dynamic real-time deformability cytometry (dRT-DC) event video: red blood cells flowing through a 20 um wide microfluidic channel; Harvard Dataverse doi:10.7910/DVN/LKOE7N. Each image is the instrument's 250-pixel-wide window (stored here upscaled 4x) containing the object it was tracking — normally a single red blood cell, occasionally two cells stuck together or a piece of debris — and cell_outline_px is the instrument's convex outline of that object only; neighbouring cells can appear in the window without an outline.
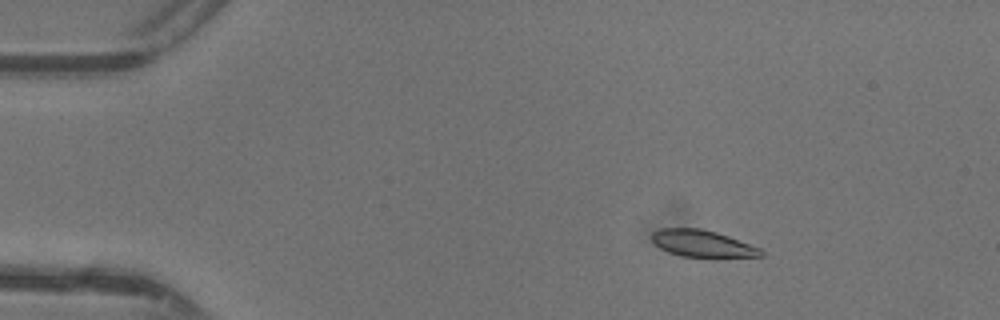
{"species": "common noctule bat (a hibernating species)", "species_latin": "Nyctalus noctula", "temperature_condition": "warm", "stored_images_in_passage": 48, "camera_frame_rate_fps": 3000, "um_per_image_px": 0.085, "animal": {"sex": "female"}, "frame": {"image": 1, "passage_image": 8, "time_ms": 2.333, "image_size_px": [1000, 320], "cell_outline_px": [[764, 256], [680, 256], [668, 252], [660, 248], [652, 240], [652, 232], [660, 228], [700, 228], [716, 232], [728, 236], [760, 248], [764, 252]], "centroid_in_image_um": [59.66, 20.68], "position_along_channel_um": 25.3, "area_um2": 16.7}}
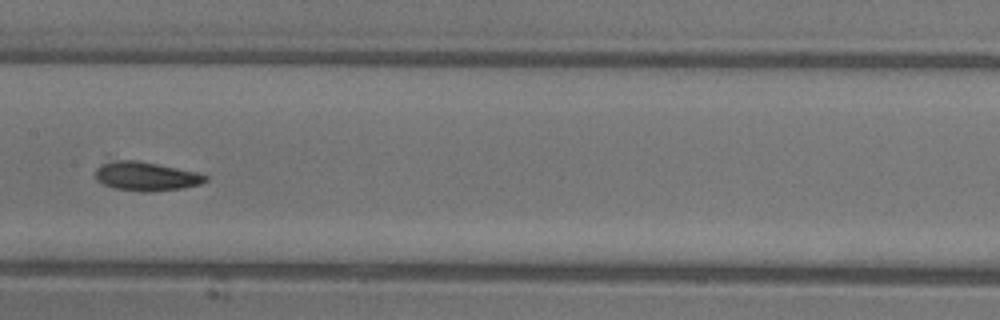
{"frame": {"image": 2, "passage_image": 25, "time_ms": 8.0, "image_size_px": [1000, 320], "cell_outline_px": [[208, 180], [200, 184], [184, 188], [148, 192], [144, 192], [112, 188], [96, 180], [96, 168], [100, 164], [112, 160], [136, 160], [196, 172], [208, 176]], "centroid_in_image_um": [12.39, 14.99], "position_along_channel_um": 195.0, "area_um2": 18.55}}
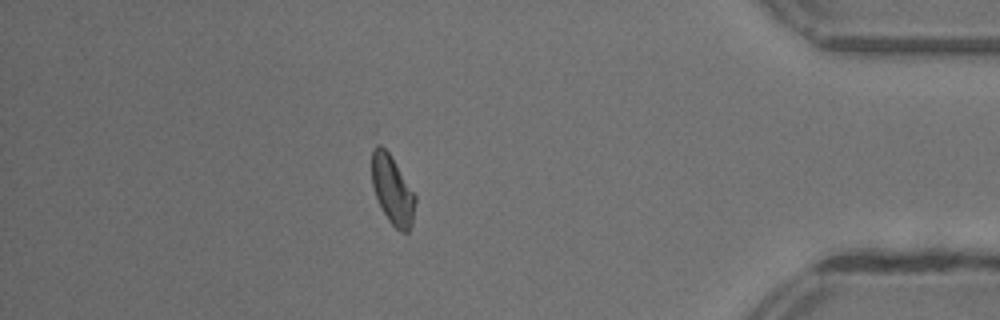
{"frame": {"image": 3, "passage_image": 42, "time_ms": 13.667, "image_size_px": [1000, 320], "cell_outline_px": [[416, 200], [412, 224], [408, 232], [400, 232], [388, 220], [376, 196], [372, 184], [372, 152], [376, 144], [380, 144], [388, 152], [416, 196]], "centroid_in_image_um": [33.36, 16.17], "position_along_channel_um": 401.8, "area_um2": 17.05}}